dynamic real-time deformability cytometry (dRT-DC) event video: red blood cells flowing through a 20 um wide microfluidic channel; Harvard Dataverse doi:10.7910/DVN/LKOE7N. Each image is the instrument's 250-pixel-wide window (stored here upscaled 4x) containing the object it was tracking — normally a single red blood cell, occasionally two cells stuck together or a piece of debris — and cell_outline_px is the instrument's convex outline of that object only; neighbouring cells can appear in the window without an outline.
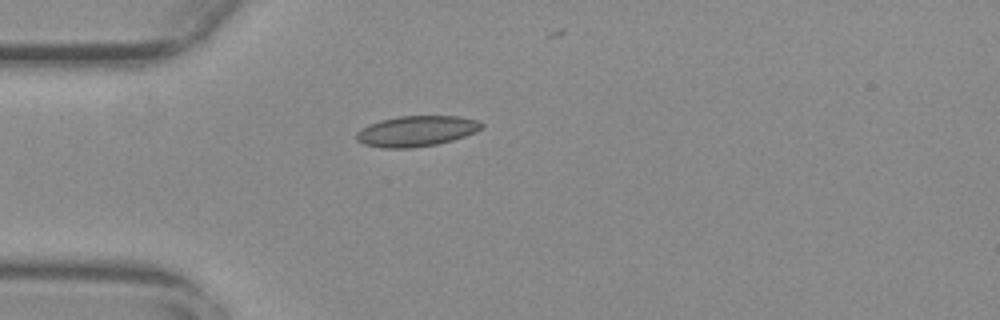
{"species": "common noctule bat (a hibernating species)", "species_latin": "Nyctalus noctula", "temperature_condition": "warm", "stored_images_in_passage": 31, "camera_frame_rate_fps": 3000, "um_per_image_px": 0.085, "animal": {"sex": "female", "body_mass_g": 29.2, "forearm_length_mm": 56.3}, "frame": {"image": 1, "passage_image": 1, "time_ms": 0.0, "image_size_px": [1000, 320], "cell_outline_px": [[484, 128], [476, 132], [452, 140], [436, 144], [412, 148], [384, 148], [364, 144], [356, 140], [356, 132], [360, 128], [368, 124], [380, 120], [400, 116], [460, 116], [480, 120], [484, 124]], "centroid_in_image_um": [35.41, 11.13], "position_along_channel_um": 49.6, "area_um2": 22.54}}
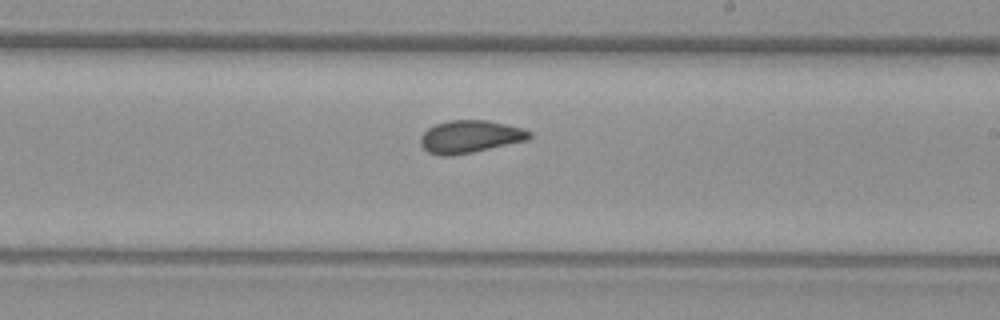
{"frame": {"image": 2, "passage_image": 18, "time_ms": 5.667, "image_size_px": [1000, 320], "cell_outline_px": [[532, 136], [528, 140], [472, 152], [452, 156], [440, 156], [428, 152], [420, 144], [420, 136], [428, 128], [436, 124], [448, 120], [488, 120], [520, 128], [532, 132]], "centroid_in_image_um": [39.93, 11.62], "position_along_channel_um": 249.1, "area_um2": 20.63}}
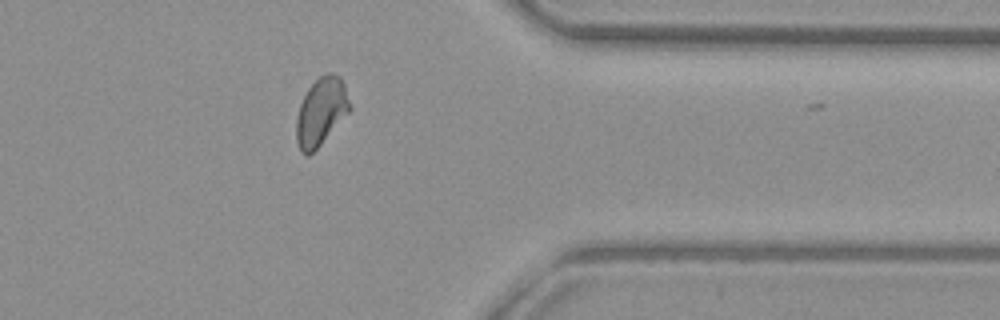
{"frame": {"image": 3, "passage_image": 30, "time_ms": 9.667, "image_size_px": [1000, 320], "cell_outline_px": [[352, 108], [320, 144], [308, 156], [304, 156], [300, 152], [296, 140], [296, 120], [300, 104], [308, 88], [320, 76], [328, 72], [332, 72], [340, 76], [344, 84]], "centroid_in_image_um": [27.28, 9.48], "position_along_channel_um": 384.1, "area_um2": 20.92}}